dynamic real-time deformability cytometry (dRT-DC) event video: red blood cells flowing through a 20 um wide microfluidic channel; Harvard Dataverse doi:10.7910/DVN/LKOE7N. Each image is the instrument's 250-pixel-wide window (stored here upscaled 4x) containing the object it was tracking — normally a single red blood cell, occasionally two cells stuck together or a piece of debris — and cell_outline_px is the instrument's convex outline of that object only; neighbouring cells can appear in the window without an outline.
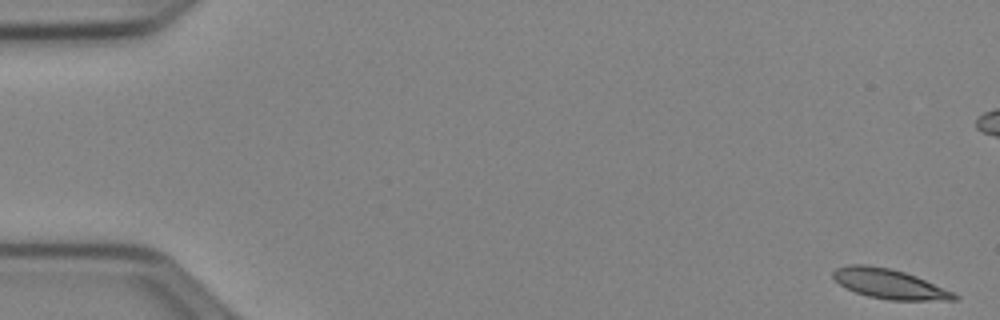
{"species": "Egyptian fruit bat (a non-hibernating species)", "species_latin": "Rousettus aegyptiacus", "temperature_condition": "cold", "stored_images_in_passage": 9, "camera_frame_rate_fps": 3000, "um_per_image_px": 0.085, "animal": {"sex": "female"}, "frame": {"image": 1, "passage_image": 1, "time_ms": 0.0, "image_size_px": [1000, 320], "cell_outline_px": [[960, 300], [888, 300], [868, 296], [844, 288], [832, 276], [832, 272], [836, 268], [848, 264], [868, 264], [892, 268], [916, 276], [952, 292], [960, 296]], "centroid_in_image_um": [75.56, 24.12], "position_along_channel_um": 9.4, "area_um2": 21.04}}